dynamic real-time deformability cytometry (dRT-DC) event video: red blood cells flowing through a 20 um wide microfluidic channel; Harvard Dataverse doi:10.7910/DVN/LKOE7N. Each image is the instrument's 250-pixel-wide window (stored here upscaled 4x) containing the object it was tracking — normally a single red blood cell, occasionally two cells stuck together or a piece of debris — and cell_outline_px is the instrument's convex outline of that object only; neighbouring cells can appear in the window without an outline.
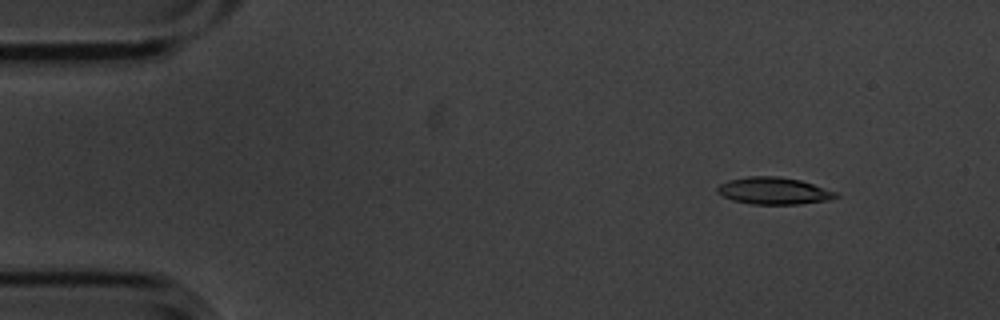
{"species": "common noctule bat (a hibernating species)", "species_latin": "Nyctalus noctula", "temperature_condition": "cold", "stored_images_in_passage": 9, "camera_frame_rate_fps": 3000, "um_per_image_px": 0.085, "animal": {"sex": "male", "body_mass_g": 20.1, "forearm_length_mm": 53.5}, "frame": {"image": 1, "passage_image": 2, "time_ms": 0.333, "image_size_px": [1000, 320], "cell_outline_px": [[840, 196], [828, 200], [800, 204], [752, 204], [732, 200], [716, 192], [716, 188], [720, 184], [728, 180], [748, 176], [780, 176], [800, 180], [836, 192]], "centroid_in_image_um": [65.75, 16.22], "position_along_channel_um": 19.3, "area_um2": 18.61}}
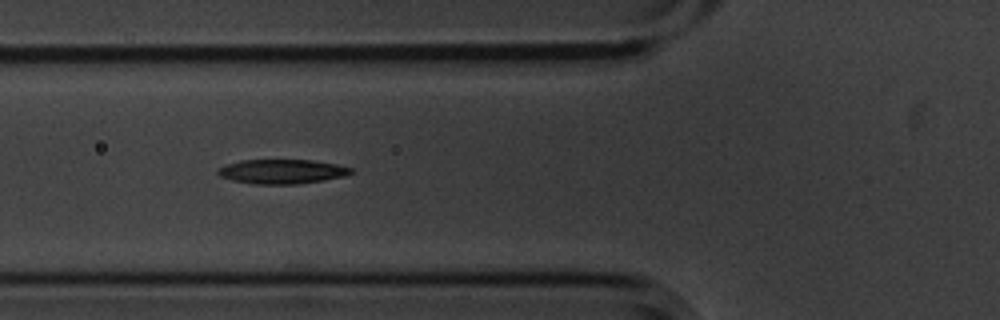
{"frame": {"image": 2, "passage_image": 6, "time_ms": 1.667, "image_size_px": [1000, 320], "cell_outline_px": [[352, 172], [344, 176], [324, 180], [296, 184], [256, 184], [232, 180], [220, 176], [216, 172], [216, 168], [224, 164], [240, 160], [312, 160], [336, 164], [352, 168]], "centroid_in_image_um": [23.91, 14.57], "position_along_channel_um": 101.9, "area_um2": 18.96}}
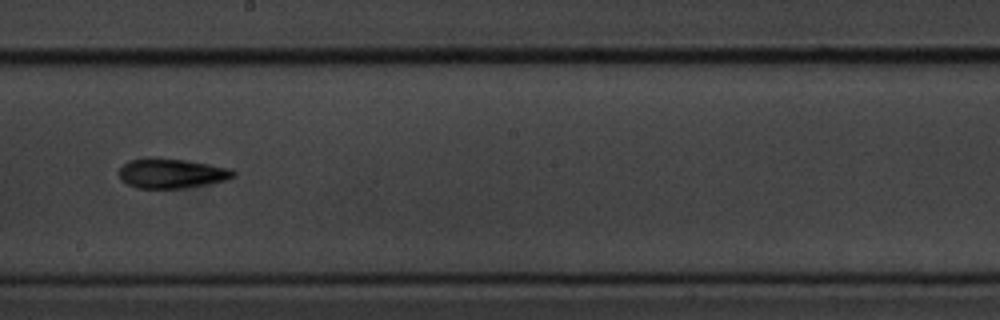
{"frame": {"image": 3, "passage_image": 9, "time_ms": 2.667, "image_size_px": [1000, 320], "cell_outline_px": [[236, 176], [212, 184], [184, 188], [136, 188], [120, 180], [120, 168], [124, 164], [132, 160], [148, 156], [184, 160], [232, 168], [236, 172]], "centroid_in_image_um": [14.61, 14.73], "position_along_channel_um": 233.6, "area_um2": 20.0}}